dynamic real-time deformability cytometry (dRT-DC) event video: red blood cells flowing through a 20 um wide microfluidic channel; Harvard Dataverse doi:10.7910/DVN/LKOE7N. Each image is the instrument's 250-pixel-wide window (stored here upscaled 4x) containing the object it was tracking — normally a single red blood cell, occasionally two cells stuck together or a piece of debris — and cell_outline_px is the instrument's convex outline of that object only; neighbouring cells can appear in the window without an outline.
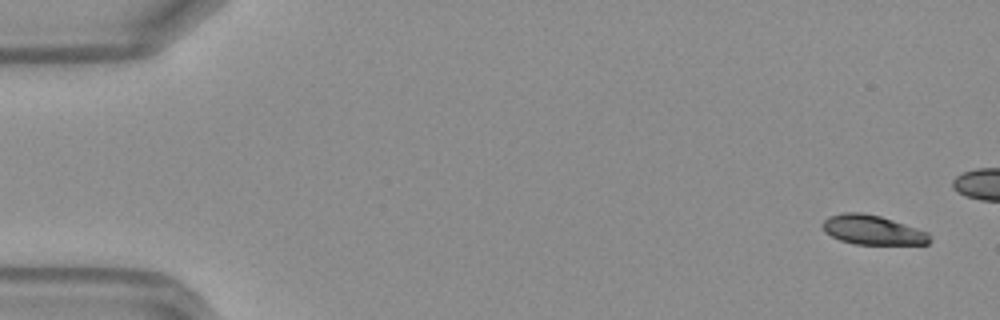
{"species": "Egyptian fruit bat (a non-hibernating species)", "species_latin": "Rousettus aegyptiacus", "temperature_condition": "warm", "stored_images_in_passage": 48, "camera_frame_rate_fps": 3000, "um_per_image_px": 0.085, "frame": {"image": 1, "passage_image": 1, "time_ms": 0.0, "image_size_px": [1000, 320], "cell_outline_px": [[932, 240], [928, 244], [856, 244], [840, 240], [824, 232], [820, 228], [820, 224], [828, 216], [844, 212], [860, 212], [880, 216], [928, 232]], "centroid_in_image_um": [74.12, 19.54], "position_along_channel_um": 10.9, "area_um2": 18.44}}
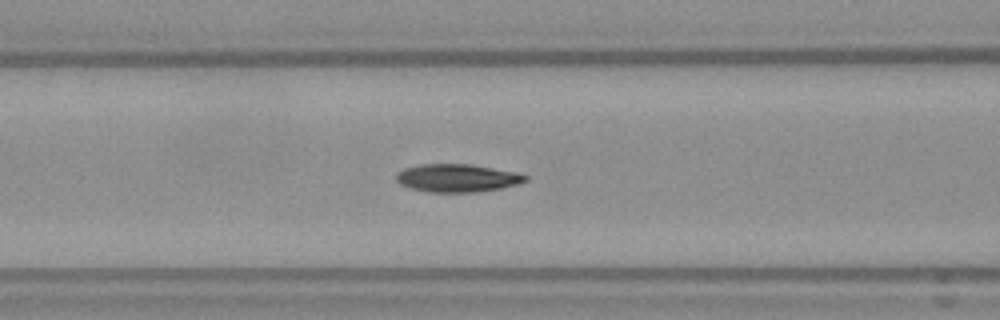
{"frame": {"image": 2, "passage_image": 19, "time_ms": 6.0, "image_size_px": [1000, 320], "cell_outline_px": [[528, 180], [520, 184], [500, 188], [476, 192], [428, 192], [412, 188], [400, 184], [396, 180], [396, 172], [404, 168], [420, 164], [472, 164], [520, 172], [528, 176]], "centroid_in_image_um": [38.91, 15.12], "position_along_channel_um": 127.7, "area_um2": 21.33}}
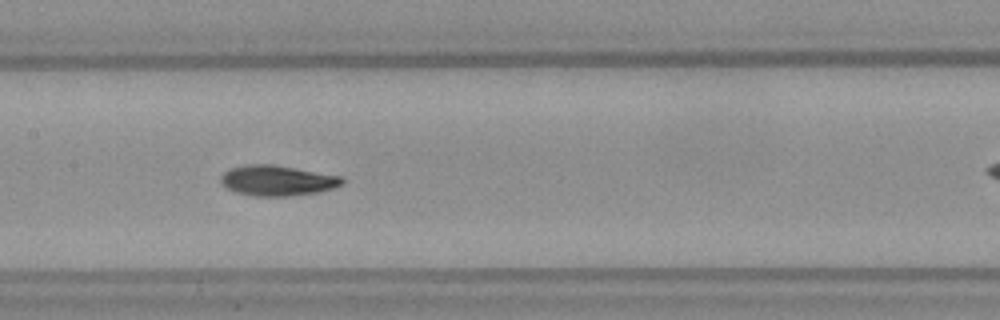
{"frame": {"image": 3, "passage_image": 23, "time_ms": 7.333, "image_size_px": [1000, 320], "cell_outline_px": [[344, 184], [320, 192], [292, 196], [256, 196], [236, 192], [228, 188], [220, 180], [220, 176], [228, 168], [244, 164], [272, 164], [344, 176]], "centroid_in_image_um": [23.6, 15.33], "position_along_channel_um": 183.8, "area_um2": 21.73}, "authors_computed_cell_mechanics": {"area_um2": 20.7791, "velocity_mm_per_s": 4.1922, "shape_relaxation_time_tau1_ms": 3.1898, "shape_relaxation_time_tau2_ms": 1.8377, "deformation_change_tau1": 0.1578, "deformation_change_tau2": 0.0669}}